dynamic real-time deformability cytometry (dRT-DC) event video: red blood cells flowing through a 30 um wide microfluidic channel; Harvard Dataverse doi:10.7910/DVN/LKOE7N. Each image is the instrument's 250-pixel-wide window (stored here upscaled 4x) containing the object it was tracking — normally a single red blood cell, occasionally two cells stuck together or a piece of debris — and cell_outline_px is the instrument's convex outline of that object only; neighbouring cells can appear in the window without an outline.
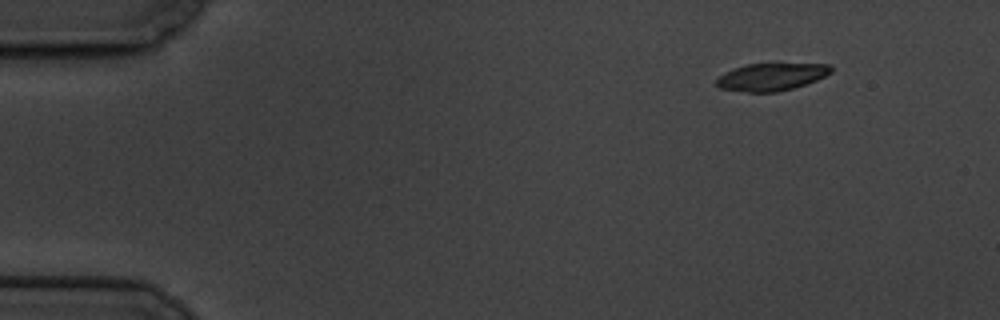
{"species": "common noctule bat (a hibernating species)", "species_latin": "Nyctalus noctula", "temperature_condition": "cold", "stored_images_in_passage": 4, "camera_frame_rate_fps": 3000, "um_per_image_px": 0.085, "animal": {"sex": "male", "body_mass_g": 19.5, "forearm_length_mm": 54.6}, "frame": {"image": 1, "passage_image": 1, "time_ms": 0.0, "image_size_px": [1000, 320], "cell_outline_px": [[832, 72], [816, 80], [792, 88], [776, 92], [748, 92], [720, 88], [716, 84], [716, 80], [724, 72], [732, 68], [748, 64], [832, 64]], "centroid_in_image_um": [65.55, 6.53], "position_along_channel_um": 19.4, "area_um2": 18.15}}
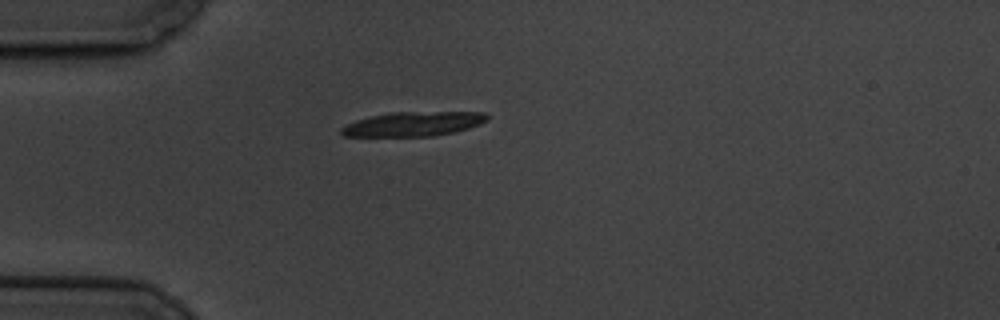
{"frame": {"image": 2, "passage_image": 4, "time_ms": 3.333, "image_size_px": [1000, 320], "cell_outline_px": [[488, 120], [480, 124], [468, 128], [452, 132], [432, 136], [344, 136], [340, 132], [340, 128], [356, 120], [372, 116], [392, 112], [484, 112], [488, 116]], "centroid_in_image_um": [35.14, 10.53], "position_along_channel_um": 49.9, "area_um2": 20.52}}